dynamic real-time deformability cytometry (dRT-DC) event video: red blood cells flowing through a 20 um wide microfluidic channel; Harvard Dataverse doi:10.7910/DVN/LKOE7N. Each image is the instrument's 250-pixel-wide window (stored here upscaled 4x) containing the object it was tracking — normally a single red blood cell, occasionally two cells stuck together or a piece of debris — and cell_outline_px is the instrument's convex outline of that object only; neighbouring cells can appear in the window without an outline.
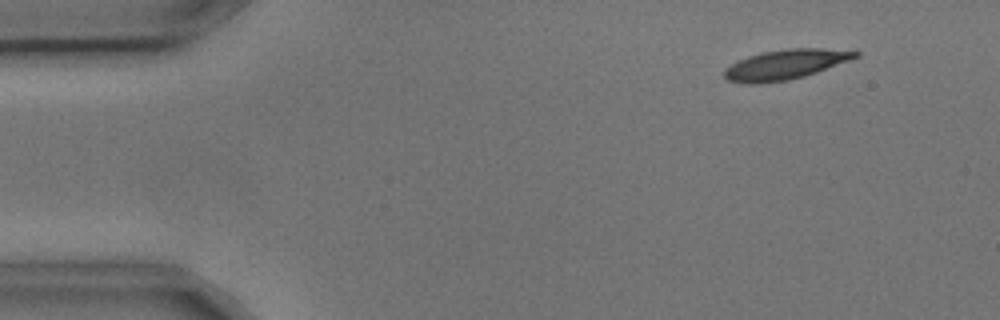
{"species": "common noctule bat (a hibernating species)", "species_latin": "Nyctalus noctula", "temperature_condition": "cold", "stored_images_in_passage": 4, "camera_frame_rate_fps": 3000, "um_per_image_px": 0.085, "animal": {"sex": "male", "body_mass_g": 17.9, "forearm_length_mm": 54.2}, "frame": {"image": 1, "passage_image": 1, "time_ms": 0.0, "image_size_px": [1000, 320], "cell_outline_px": [[860, 56], [816, 72], [804, 76], [788, 80], [756, 84], [748, 84], [728, 80], [724, 76], [724, 68], [748, 56], [760, 52], [788, 48], [820, 48], [860, 52]], "centroid_in_image_um": [66.73, 5.48], "position_along_channel_um": 18.3, "area_um2": 22.6}}